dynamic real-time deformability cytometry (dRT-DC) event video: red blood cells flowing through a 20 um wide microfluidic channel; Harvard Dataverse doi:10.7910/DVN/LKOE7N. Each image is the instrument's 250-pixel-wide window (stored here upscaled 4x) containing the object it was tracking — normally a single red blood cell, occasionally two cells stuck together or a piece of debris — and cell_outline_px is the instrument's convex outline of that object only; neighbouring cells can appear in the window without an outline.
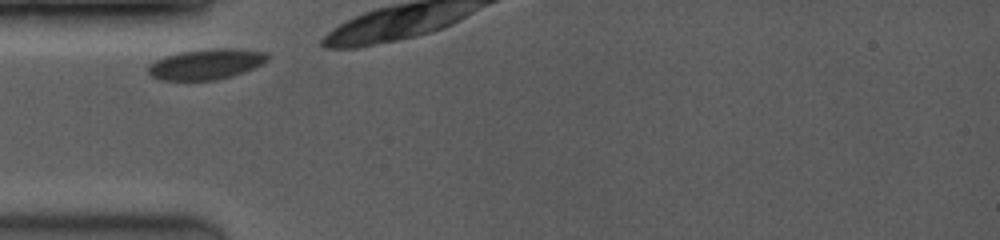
{"species": "common noctule bat (a hibernating species)", "species_latin": "Nyctalus noctula", "temperature_condition": "room temperature", "stored_images_in_passage": 3, "camera_frame_rate_fps": 3500, "um_per_image_px": 0.085, "animal": {"sex": "female", "body_mass_g": 19.0, "forearm_length_mm": 53.3}, "frame": {"image": 1, "passage_image": 1, "time_ms": 0.0, "image_size_px": [1000, 240], "cell_outline_px": [[272, 56], [268, 60], [244, 72], [232, 76], [216, 80], [160, 80], [152, 76], [148, 72], [148, 68], [156, 60], [164, 56], [180, 52], [208, 48], [240, 48], [268, 52]], "centroid_in_image_um": [17.58, 5.43], "position_along_channel_um": 67.4, "area_um2": 21.39}}